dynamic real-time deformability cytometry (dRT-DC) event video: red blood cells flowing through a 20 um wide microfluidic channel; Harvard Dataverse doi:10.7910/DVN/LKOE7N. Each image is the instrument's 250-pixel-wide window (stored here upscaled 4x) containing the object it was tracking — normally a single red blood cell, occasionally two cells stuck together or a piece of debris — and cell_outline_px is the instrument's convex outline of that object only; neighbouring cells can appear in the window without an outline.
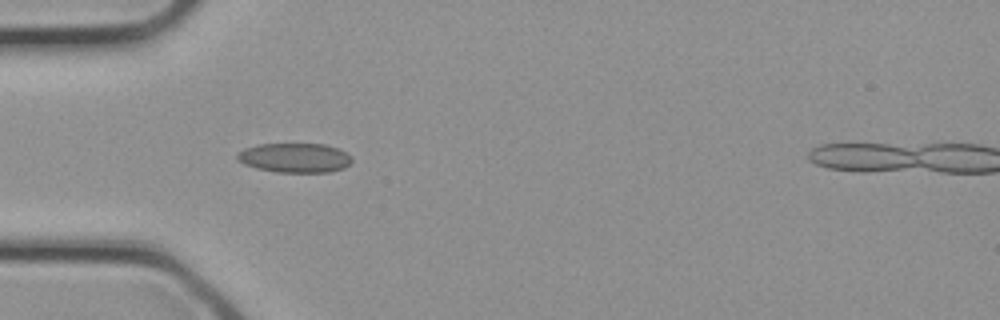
{"species": "common noctule bat (a hibernating species)", "species_latin": "Nyctalus noctula", "temperature_condition": "cold", "stored_images_in_passage": 9, "camera_frame_rate_fps": 3000, "um_per_image_px": 0.085, "animal": {"sex": "female", "body_mass_g": 21.9}, "frame": {"image": 1, "passage_image": 7, "time_ms": 2.0, "image_size_px": [1000, 320], "cell_outline_px": [[352, 160], [344, 168], [328, 172], [276, 172], [256, 168], [244, 164], [236, 160], [236, 152], [244, 148], [260, 144], [324, 144], [336, 148], [352, 156]], "centroid_in_image_um": [25.0, 13.41], "position_along_channel_um": 60.0, "area_um2": 19.71}}
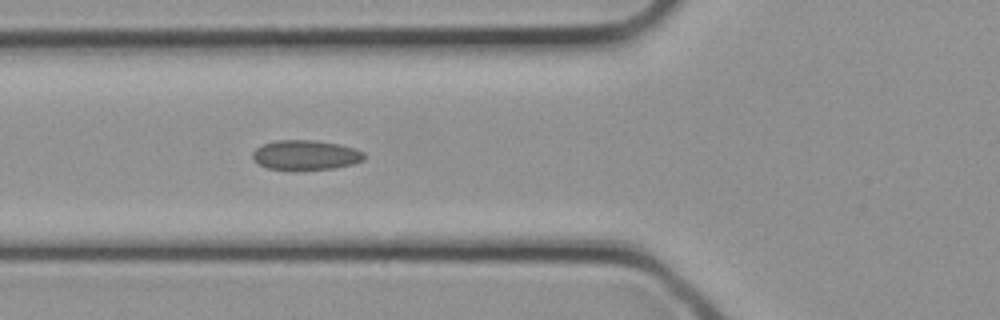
{"frame": {"image": 2, "passage_image": 9, "time_ms": 2.667, "image_size_px": [1000, 320], "cell_outline_px": [[364, 160], [352, 164], [332, 168], [268, 168], [252, 160], [252, 152], [260, 144], [276, 140], [316, 140], [340, 144], [356, 148], [364, 152]], "centroid_in_image_um": [25.97, 13.13], "position_along_channel_um": 99.8, "area_um2": 19.07}}